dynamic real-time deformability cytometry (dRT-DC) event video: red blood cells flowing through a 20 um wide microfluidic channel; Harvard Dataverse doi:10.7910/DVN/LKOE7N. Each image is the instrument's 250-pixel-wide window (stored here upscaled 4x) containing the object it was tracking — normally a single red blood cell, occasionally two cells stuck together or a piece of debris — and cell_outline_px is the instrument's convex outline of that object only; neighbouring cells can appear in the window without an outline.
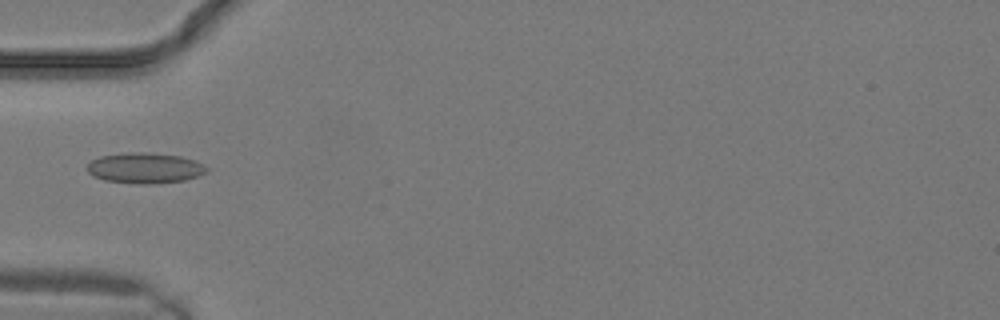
{"species": "common noctule bat (a hibernating species)", "species_latin": "Nyctalus noctula", "temperature_condition": "warm", "stored_images_in_passage": 7, "camera_frame_rate_fps": 3000, "um_per_image_px": 0.085, "animal": {"sex": "male", "body_mass_g": 19.2, "forearm_length_mm": 51.8}, "frame": {"image": 1, "passage_image": 6, "time_ms": 1.667, "image_size_px": [1000, 320], "cell_outline_px": [[208, 172], [184, 180], [152, 184], [136, 184], [104, 180], [92, 176], [88, 172], [88, 164], [92, 160], [100, 156], [132, 152], [144, 152], [180, 156], [196, 160], [208, 168]], "centroid_in_image_um": [12.32, 14.29], "position_along_channel_um": 72.7, "area_um2": 21.27}}